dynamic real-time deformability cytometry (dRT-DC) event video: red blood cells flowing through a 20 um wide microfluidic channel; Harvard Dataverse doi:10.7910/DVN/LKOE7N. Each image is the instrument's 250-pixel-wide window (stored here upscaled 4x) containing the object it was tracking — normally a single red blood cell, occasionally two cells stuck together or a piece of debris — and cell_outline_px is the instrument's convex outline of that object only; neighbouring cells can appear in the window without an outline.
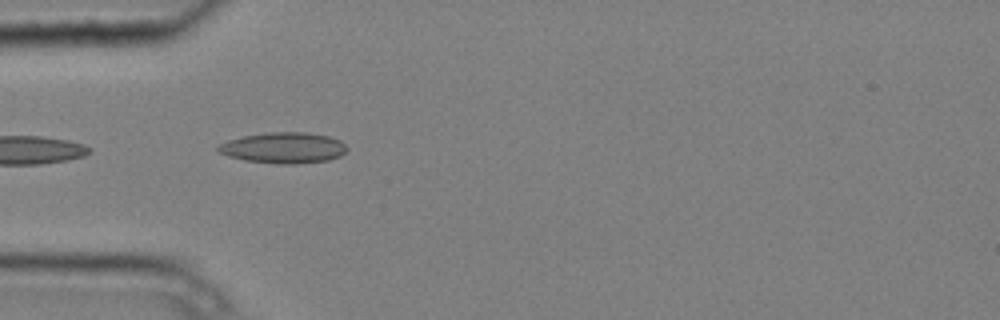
{"species": "common noctule bat (a hibernating species)", "species_latin": "Nyctalus noctula", "temperature_condition": "cold", "stored_images_in_passage": 5, "camera_frame_rate_fps": 3000, "um_per_image_px": 0.085, "animal": {"sex": "male", "body_mass_g": 20.4}, "frame": {"image": 1, "passage_image": 4, "time_ms": 1.0, "image_size_px": [1000, 320], "cell_outline_px": [[348, 148], [340, 156], [328, 160], [296, 164], [276, 164], [244, 160], [228, 156], [220, 152], [216, 148], [220, 144], [228, 140], [244, 136], [268, 132], [304, 132], [328, 136], [340, 140]], "centroid_in_image_um": [24.1, 12.57], "position_along_channel_um": 60.9, "area_um2": 23.12}}